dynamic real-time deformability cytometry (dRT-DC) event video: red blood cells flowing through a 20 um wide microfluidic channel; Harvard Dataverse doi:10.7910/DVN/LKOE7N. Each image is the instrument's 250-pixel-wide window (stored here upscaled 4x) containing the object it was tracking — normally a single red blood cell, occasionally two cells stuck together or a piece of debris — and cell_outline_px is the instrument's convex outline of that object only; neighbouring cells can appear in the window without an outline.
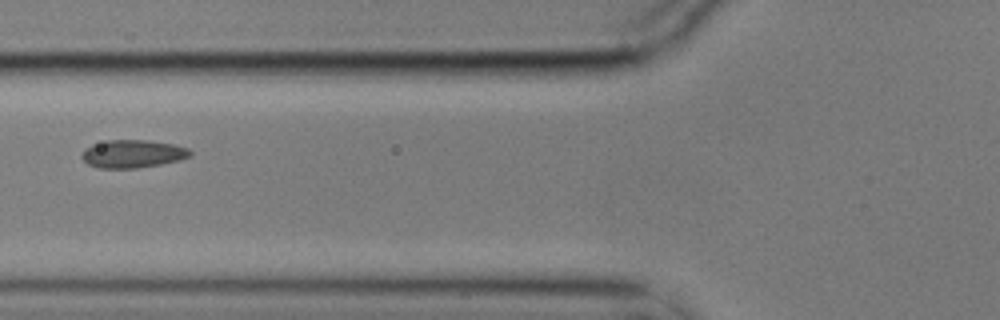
{"species": "common noctule bat (a hibernating species)", "species_latin": "Nyctalus noctula", "temperature_condition": "cold", "stored_images_in_passage": 8, "camera_frame_rate_fps": 3000, "um_per_image_px": 0.085, "animal": {"sex": "male", "body_mass_g": 17.9}, "frame": {"image": 1, "passage_image": 6, "time_ms": 1.667, "image_size_px": [1000, 320], "cell_outline_px": [[192, 156], [180, 160], [160, 164], [136, 168], [96, 168], [88, 164], [80, 156], [92, 144], [108, 140], [148, 140], [172, 144], [188, 148], [192, 152]], "centroid_in_image_um": [11.3, 13.08], "position_along_channel_um": 114.5, "area_um2": 17.57}}
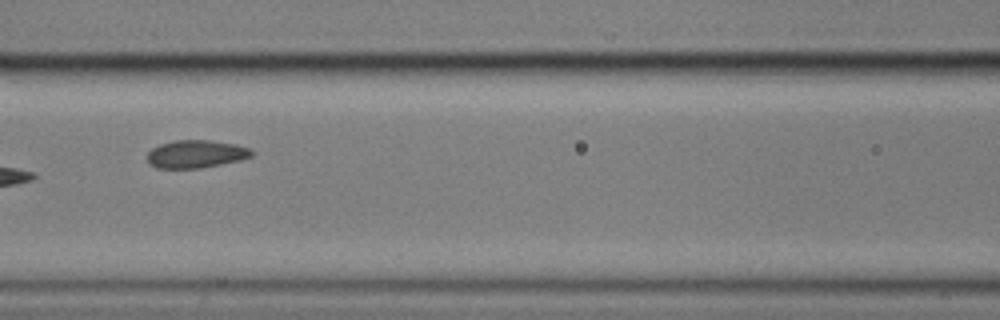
{"frame": {"image": 2, "passage_image": 7, "time_ms": 2.0, "image_size_px": [1000, 320], "cell_outline_px": [[256, 152], [252, 156], [240, 160], [200, 168], [156, 168], [148, 164], [148, 152], [152, 148], [160, 144], [176, 140], [208, 140], [236, 144], [248, 148]], "centroid_in_image_um": [16.65, 13.09], "position_along_channel_um": 149.9, "area_um2": 16.94}}
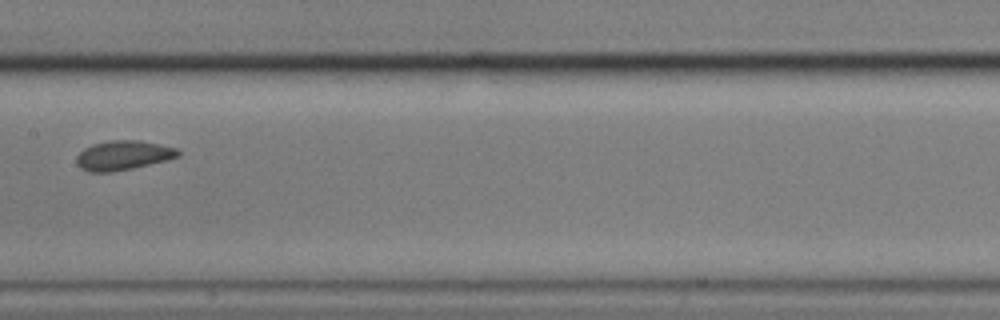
{"frame": {"image": 3, "passage_image": 8, "time_ms": 2.333, "image_size_px": [1000, 320], "cell_outline_px": [[180, 156], [168, 160], [132, 168], [112, 172], [88, 172], [80, 168], [76, 164], [76, 156], [84, 148], [92, 144], [112, 140], [140, 140], [176, 148], [180, 152]], "centroid_in_image_um": [10.45, 13.21], "position_along_channel_um": 197.0, "area_um2": 17.51}}